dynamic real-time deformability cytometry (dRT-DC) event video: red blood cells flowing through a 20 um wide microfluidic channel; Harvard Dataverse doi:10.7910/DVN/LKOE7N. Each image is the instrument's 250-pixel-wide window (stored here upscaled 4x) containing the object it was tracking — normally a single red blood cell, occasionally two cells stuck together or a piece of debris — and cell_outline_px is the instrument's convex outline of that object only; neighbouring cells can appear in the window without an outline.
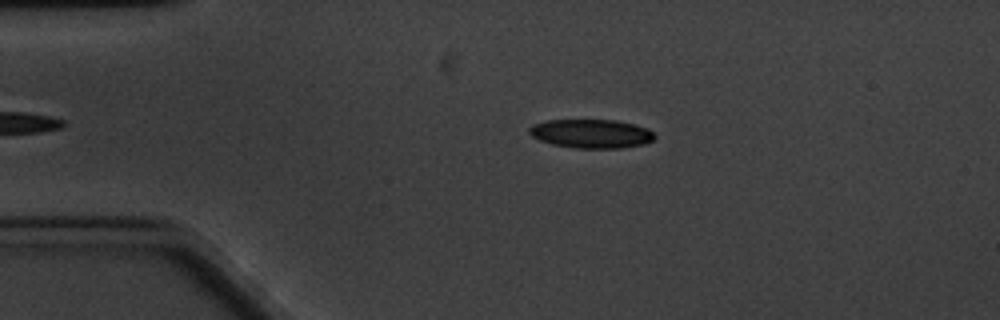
{"species": "common noctule bat (a hibernating species)", "species_latin": "Nyctalus noctula", "temperature_condition": "cold", "stored_images_in_passage": 41, "camera_frame_rate_fps": 3000, "um_per_image_px": 0.085, "animal": {"sex": "male", "body_mass_g": 20.1, "forearm_length_mm": 53.5}, "frame": {"image": 1, "passage_image": 4, "time_ms": 1.0, "image_size_px": [1000, 320], "cell_outline_px": [[656, 136], [652, 140], [644, 144], [620, 148], [572, 148], [552, 144], [540, 140], [532, 136], [528, 132], [528, 128], [532, 124], [548, 120], [616, 120], [636, 124], [652, 132]], "centroid_in_image_um": [50.23, 11.36], "position_along_channel_um": 34.8, "area_um2": 21.1}}
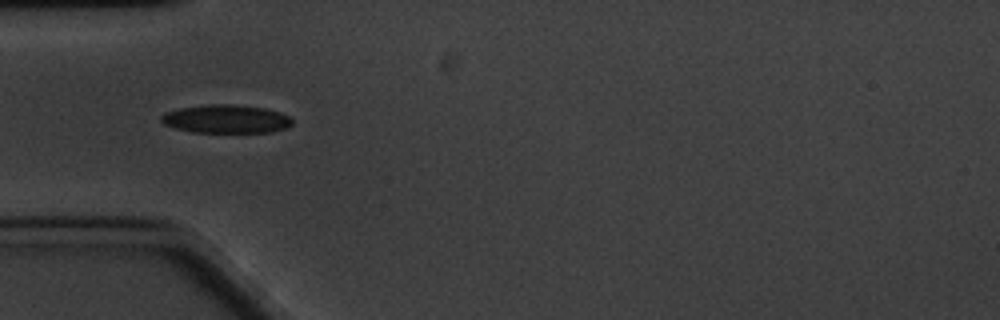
{"frame": {"image": 2, "passage_image": 10, "time_ms": 3.0, "image_size_px": [1000, 320], "cell_outline_px": [[292, 124], [288, 128], [272, 132], [192, 132], [176, 128], [164, 124], [160, 120], [160, 116], [164, 112], [180, 108], [212, 104], [232, 104], [264, 108], [280, 112], [288, 116], [292, 120]], "centroid_in_image_um": [19.22, 10.11], "position_along_channel_um": 65.8, "area_um2": 21.68}}
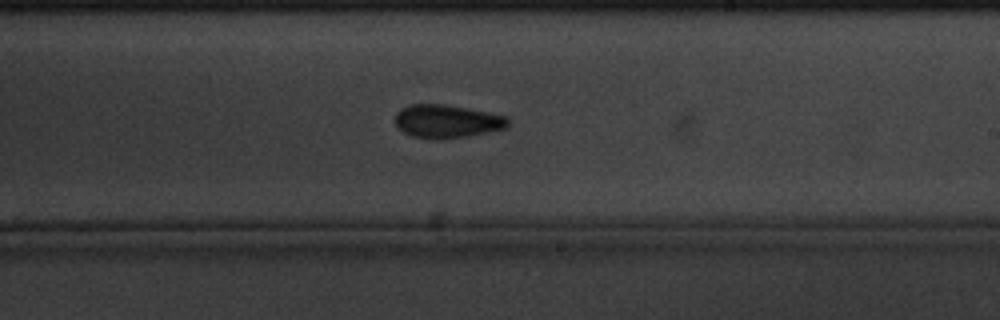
{"frame": {"image": 3, "passage_image": 27, "time_ms": 8.667, "image_size_px": [1000, 320], "cell_outline_px": [[508, 124], [504, 128], [468, 136], [444, 140], [436, 140], [412, 136], [404, 132], [396, 124], [396, 112], [400, 108], [412, 104], [444, 104], [468, 108], [508, 116]], "centroid_in_image_um": [37.97, 10.31], "position_along_channel_um": 251.0, "area_um2": 21.91}, "authors_computed_cell_mechanics": {"area_um2": 21.4438, "velocity_mm_per_s": 3.2625, "shape_relaxation_time_tau1_ms": 3.4258, "shape_relaxation_time_tau2_ms": 5.2588, "deformation_change_tau1": 0.0933, "deformation_change_tau2": 0.1073}}